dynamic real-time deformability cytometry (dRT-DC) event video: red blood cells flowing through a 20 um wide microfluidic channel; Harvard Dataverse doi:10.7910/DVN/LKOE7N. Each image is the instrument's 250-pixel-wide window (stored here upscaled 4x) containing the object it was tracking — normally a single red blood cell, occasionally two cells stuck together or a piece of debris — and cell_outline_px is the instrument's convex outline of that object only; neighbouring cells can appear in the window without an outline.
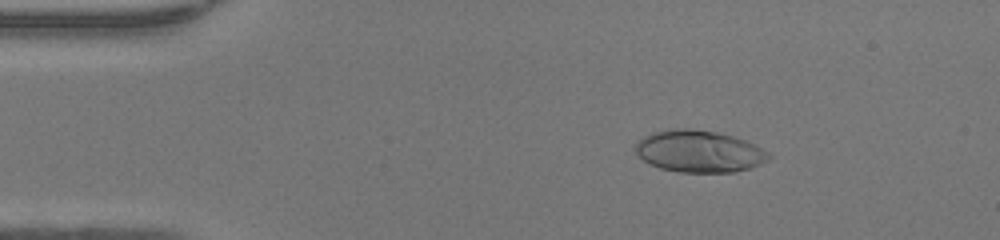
{"species": "human", "species_latin": "Homo sapiens", "temperature_condition": "warm", "stored_images_in_passage": 45, "camera_frame_rate_fps": 3000, "um_per_image_px": 0.085, "donor": {"sex": "female"}, "frame": {"image": 1, "passage_image": 5, "time_ms": 1.333, "image_size_px": [1000, 240], "cell_outline_px": [[772, 156], [768, 160], [760, 164], [748, 168], [732, 172], [680, 172], [660, 168], [648, 164], [636, 152], [636, 144], [644, 136], [652, 132], [668, 128], [692, 128], [716, 132], [732, 136], [756, 144], [768, 152]], "centroid_in_image_um": [59.42, 12.85], "position_along_channel_um": 25.6, "area_um2": 32.6}}
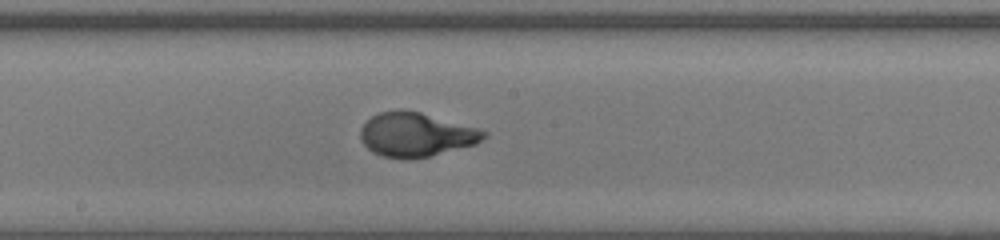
{"frame": {"image": 2, "passage_image": 23, "time_ms": 7.333, "image_size_px": [1000, 240], "cell_outline_px": [[488, 136], [476, 144], [428, 156], [408, 160], [404, 160], [384, 156], [372, 152], [360, 140], [360, 128], [372, 116], [380, 112], [396, 108], [400, 108], [420, 112], [476, 128], [488, 132]], "centroid_in_image_um": [35.33, 11.44], "position_along_channel_um": 212.9, "area_um2": 31.73}}
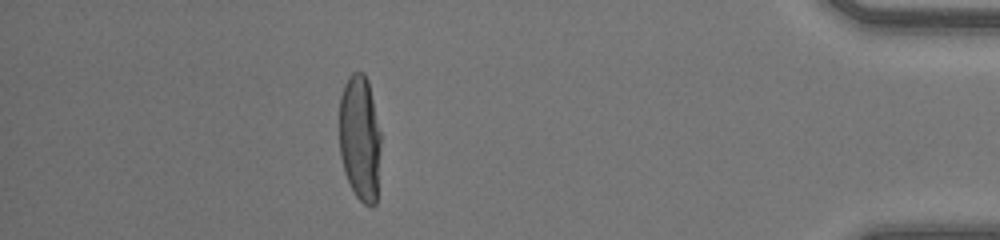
{"frame": {"image": 3, "passage_image": 40, "time_ms": 13.0, "image_size_px": [1000, 240], "cell_outline_px": [[380, 148], [376, 204], [372, 208], [364, 204], [356, 196], [344, 172], [340, 156], [340, 96], [344, 84], [348, 76], [352, 72], [364, 72], [368, 80], [380, 132]], "centroid_in_image_um": [30.58, 11.73], "position_along_channel_um": 404.6, "area_um2": 30.52}, "authors_computed_cell_mechanics": {"area_um2": 31.2698, "velocity_mm_per_s": 4.3027, "shape_relaxation_time_tau1_ms": 3.7758, "shape_relaxation_time_tau2_ms": null, "deformation_change_tau1": 0.2428, "deformation_change_tau2": null}}